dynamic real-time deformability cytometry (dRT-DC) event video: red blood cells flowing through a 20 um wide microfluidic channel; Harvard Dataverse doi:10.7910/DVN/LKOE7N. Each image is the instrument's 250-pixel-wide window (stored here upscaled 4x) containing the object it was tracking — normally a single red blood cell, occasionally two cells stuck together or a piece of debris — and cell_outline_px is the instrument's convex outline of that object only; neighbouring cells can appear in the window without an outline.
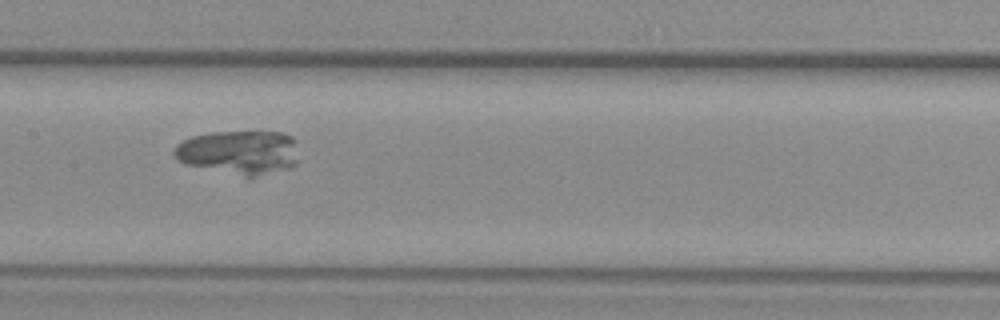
{"species": "common noctule bat (a hibernating species)", "species_latin": "Nyctalus noctula", "temperature_condition": "warm", "stored_images_in_passage": 42, "camera_frame_rate_fps": 3000, "um_per_image_px": 0.085, "animal": {"sex": "female", "body_mass_g": 29.2, "forearm_length_mm": 56.3}, "frame": {"image": 1, "passage_image": 16, "time_ms": 5.0, "image_size_px": [1000, 320], "cell_outline_px": [[296, 164], [288, 168], [248, 180], [184, 164], [172, 152], [176, 144], [192, 136], [212, 132], [284, 132], [292, 136], [296, 140]], "centroid_in_image_um": [20.32, 12.99], "position_along_channel_um": 187.1, "area_um2": 32.89}}
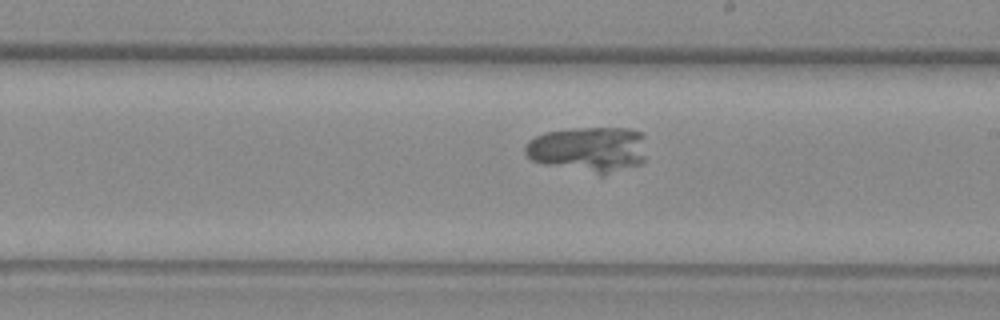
{"frame": {"image": 2, "passage_image": 20, "time_ms": 6.333, "image_size_px": [1000, 320], "cell_outline_px": [[644, 160], [640, 164], [604, 176], [600, 176], [544, 164], [532, 160], [524, 152], [524, 148], [528, 140], [544, 132], [576, 128], [628, 128], [644, 132]], "centroid_in_image_um": [50.04, 12.71], "position_along_channel_um": 239.0, "area_um2": 32.77}}
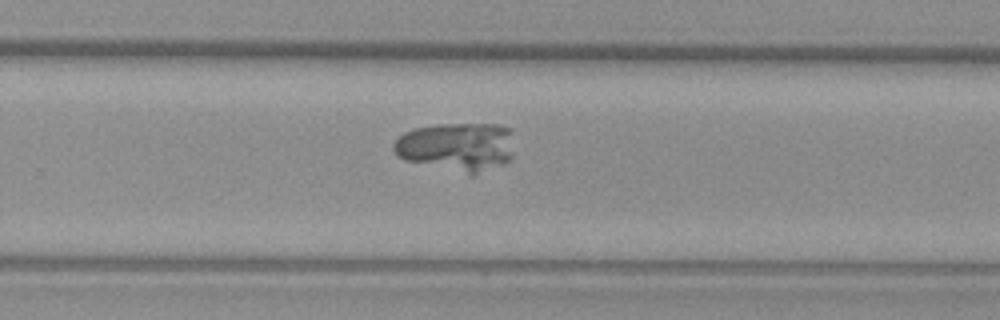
{"frame": {"image": 3, "passage_image": 24, "time_ms": 7.667, "image_size_px": [1000, 320], "cell_outline_px": [[512, 156], [508, 160], [500, 164], [472, 176], [404, 160], [392, 148], [392, 144], [404, 132], [412, 128], [440, 124], [500, 124], [508, 128], [512, 132]], "centroid_in_image_um": [38.82, 12.47], "position_along_channel_um": 291.0, "area_um2": 34.45}}